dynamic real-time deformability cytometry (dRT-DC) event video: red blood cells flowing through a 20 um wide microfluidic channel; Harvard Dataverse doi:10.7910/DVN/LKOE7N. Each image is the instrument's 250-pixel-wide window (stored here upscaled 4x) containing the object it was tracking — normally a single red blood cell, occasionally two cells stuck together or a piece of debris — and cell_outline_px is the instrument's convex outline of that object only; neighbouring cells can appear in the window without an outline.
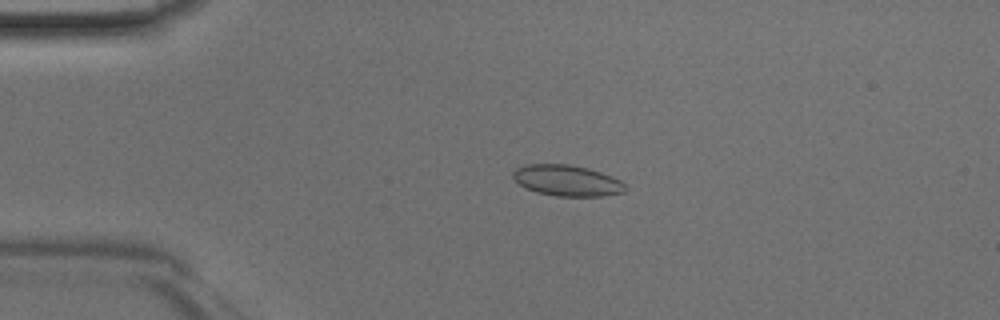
{"species": "Egyptian fruit bat (a non-hibernating species)", "species_latin": "Rousettus aegyptiacus", "temperature_condition": "room temperature", "stored_images_in_passage": 46, "camera_frame_rate_fps": 3000, "um_per_image_px": 0.085, "animal": {"sex": "male"}, "frame": {"image": 1, "passage_image": 10, "time_ms": 3.0, "image_size_px": [1000, 320], "cell_outline_px": [[628, 188], [624, 192], [604, 196], [556, 196], [536, 192], [524, 188], [512, 176], [512, 172], [516, 168], [524, 164], [568, 164], [588, 168], [612, 176], [620, 180]], "centroid_in_image_um": [48.19, 15.34], "position_along_channel_um": 36.8, "area_um2": 20.4}}
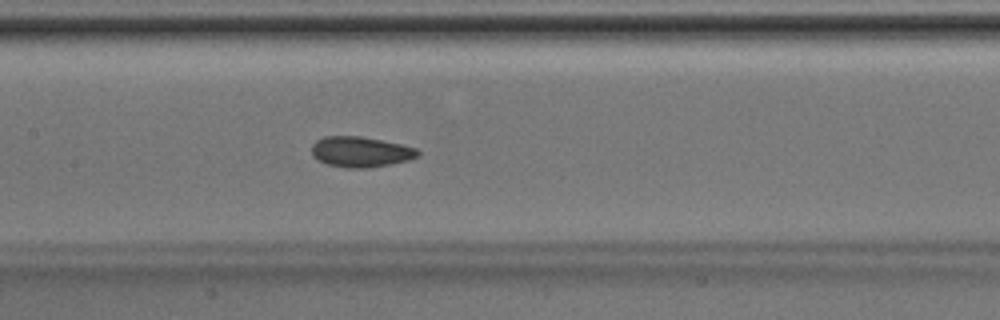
{"frame": {"image": 2, "passage_image": 22, "time_ms": 7.0, "image_size_px": [1000, 320], "cell_outline_px": [[420, 156], [408, 160], [368, 168], [344, 168], [328, 164], [312, 156], [312, 144], [316, 140], [324, 136], [360, 136], [400, 144], [416, 148], [420, 152]], "centroid_in_image_um": [30.64, 12.9], "position_along_channel_um": 176.8, "area_um2": 18.79}}
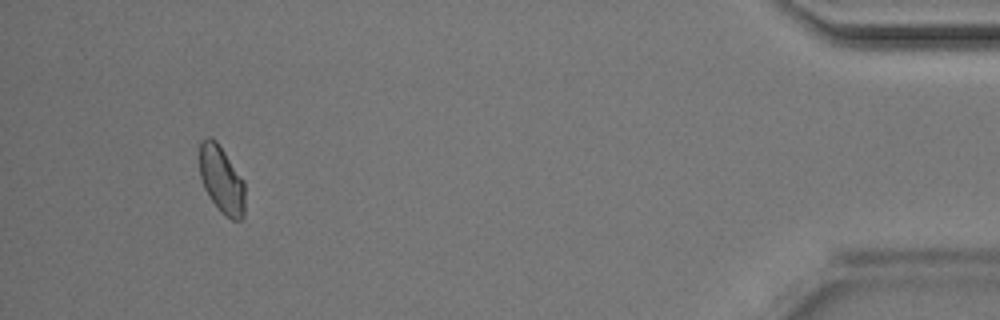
{"frame": {"image": 3, "passage_image": 43, "time_ms": 14.0, "image_size_px": [1000, 320], "cell_outline_px": [[244, 216], [240, 220], [232, 220], [224, 216], [220, 212], [208, 196], [204, 188], [200, 176], [200, 140], [208, 136], [212, 136], [216, 140], [244, 180]], "centroid_in_image_um": [18.83, 15.28], "position_along_channel_um": 416.4, "area_um2": 18.03}}